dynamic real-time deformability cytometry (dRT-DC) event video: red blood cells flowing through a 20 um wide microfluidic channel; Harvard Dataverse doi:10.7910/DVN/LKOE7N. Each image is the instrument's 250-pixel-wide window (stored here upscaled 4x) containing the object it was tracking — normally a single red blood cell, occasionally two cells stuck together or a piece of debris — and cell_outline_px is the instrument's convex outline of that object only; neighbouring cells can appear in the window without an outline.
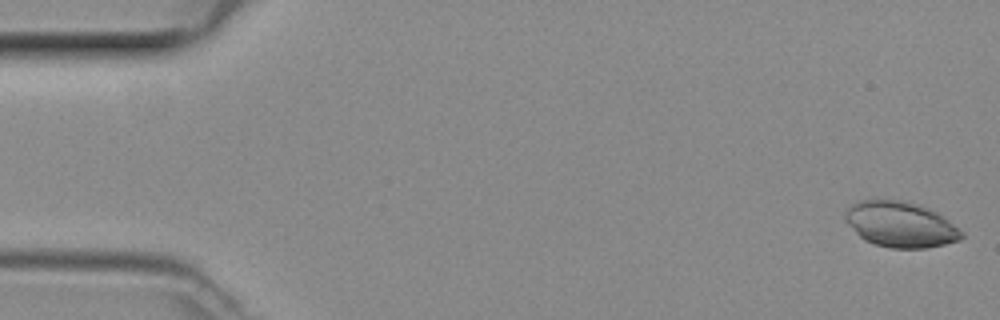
{"species": "common noctule bat (a hibernating species)", "species_latin": "Nyctalus noctula", "temperature_condition": "room temperature", "stored_images_in_passage": 43, "camera_frame_rate_fps": 3000, "um_per_image_px": 0.085, "animal": {"sex": "female", "body_mass_g": 29.2, "forearm_length_mm": 56.3}, "frame": {"image": 1, "passage_image": 1, "time_ms": 0.0, "image_size_px": [1000, 320], "cell_outline_px": [[964, 236], [960, 240], [944, 244], [924, 248], [892, 248], [876, 244], [864, 240], [844, 220], [844, 212], [848, 208], [860, 200], [896, 200], [912, 204], [924, 208], [948, 220], [964, 232]], "centroid_in_image_um": [76.51, 19.1], "position_along_channel_um": 8.5, "area_um2": 30.17}}
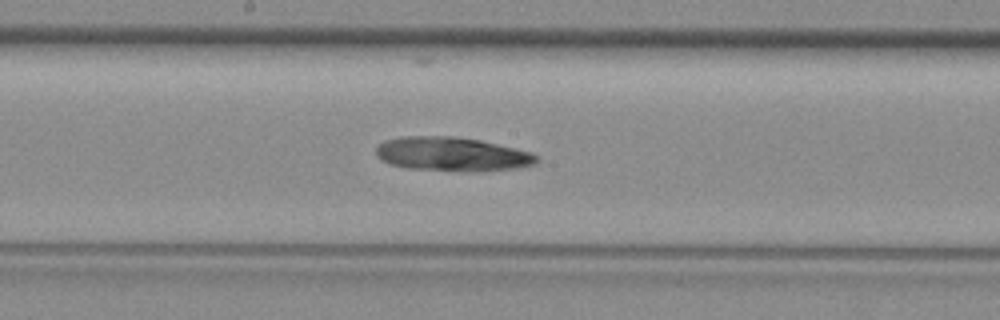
{"frame": {"image": 2, "passage_image": 25, "time_ms": 8.0, "image_size_px": [1000, 320], "cell_outline_px": [[540, 160], [536, 164], [512, 168], [408, 168], [388, 164], [376, 152], [376, 148], [384, 140], [400, 136], [452, 136], [480, 140], [532, 152], [540, 156]], "centroid_in_image_um": [38.41, 13.03], "position_along_channel_um": 209.8, "area_um2": 30.35}}
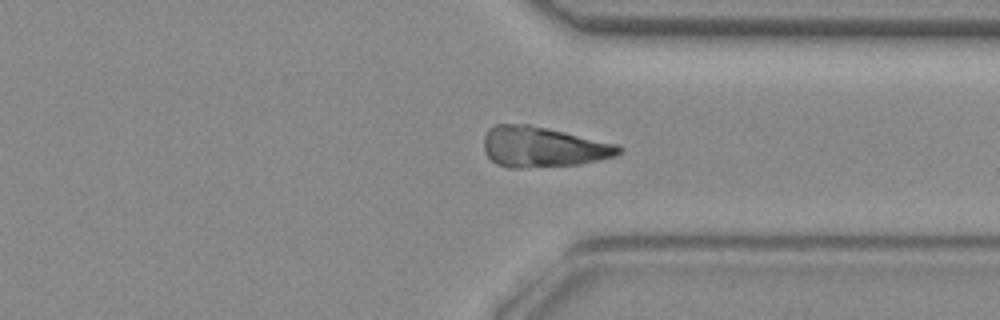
{"frame": {"image": 3, "passage_image": 36, "time_ms": 11.667, "image_size_px": [1000, 320], "cell_outline_px": [[624, 148], [616, 156], [580, 164], [520, 168], [508, 168], [496, 164], [484, 152], [484, 136], [488, 128], [496, 124], [528, 124], [620, 144]], "centroid_in_image_um": [46.15, 12.49], "position_along_channel_um": 365.2, "area_um2": 31.96}}